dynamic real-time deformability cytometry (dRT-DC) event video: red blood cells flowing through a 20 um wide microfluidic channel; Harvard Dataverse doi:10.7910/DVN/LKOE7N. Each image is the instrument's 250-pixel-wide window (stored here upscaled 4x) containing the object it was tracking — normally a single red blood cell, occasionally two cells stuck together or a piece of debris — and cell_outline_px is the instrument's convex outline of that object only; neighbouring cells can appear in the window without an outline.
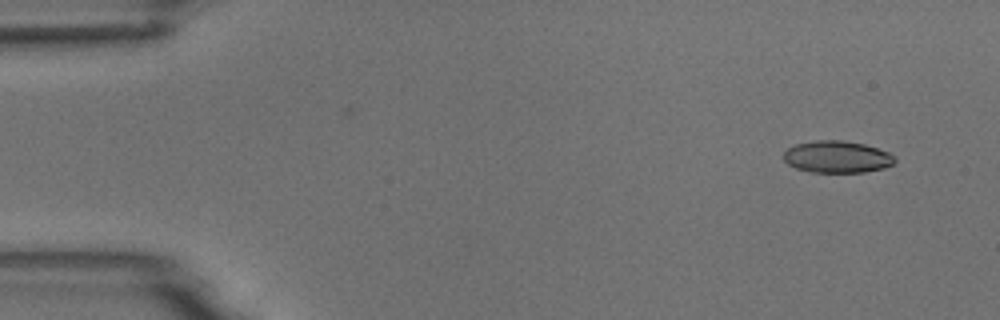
{"species": "common noctule bat (a hibernating species)", "species_latin": "Nyctalus noctula", "temperature_condition": "room temperature", "stored_images_in_passage": 4, "camera_frame_rate_fps": 3000, "um_per_image_px": 0.085, "animal": {"sex": "male", "body_mass_g": 18.8}, "frame": {"image": 1, "passage_image": 1, "time_ms": 0.0, "image_size_px": [1000, 320], "cell_outline_px": [[896, 160], [892, 164], [884, 168], [864, 172], [812, 172], [796, 168], [788, 164], [784, 160], [784, 152], [788, 148], [796, 144], [816, 140], [840, 140], [864, 144], [888, 152]], "centroid_in_image_um": [71.13, 13.33], "position_along_channel_um": 13.9, "area_um2": 20.52}}
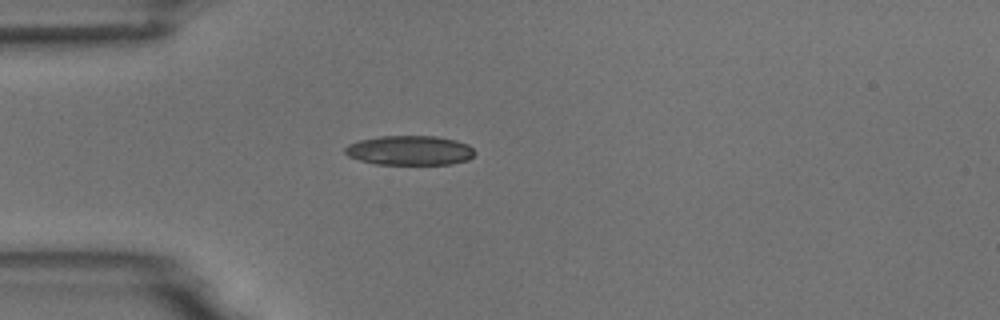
{"frame": {"image": 2, "passage_image": 4, "time_ms": 3.667, "image_size_px": [1000, 320], "cell_outline_px": [[476, 152], [468, 160], [452, 164], [376, 164], [360, 160], [348, 156], [344, 152], [344, 148], [348, 144], [360, 140], [380, 136], [436, 136], [456, 140], [468, 144]], "centroid_in_image_um": [34.83, 12.78], "position_along_channel_um": 50.2, "area_um2": 22.37}}